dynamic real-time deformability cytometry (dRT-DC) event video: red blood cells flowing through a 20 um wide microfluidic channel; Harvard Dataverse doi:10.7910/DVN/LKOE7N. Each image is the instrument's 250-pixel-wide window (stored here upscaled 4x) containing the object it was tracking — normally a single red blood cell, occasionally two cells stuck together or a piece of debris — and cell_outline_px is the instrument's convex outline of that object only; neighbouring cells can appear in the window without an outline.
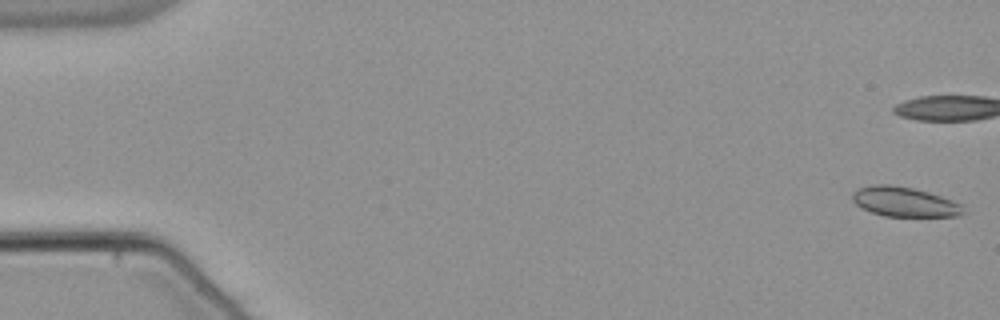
{"species": "common noctule bat (a hibernating species)", "species_latin": "Nyctalus noctula", "temperature_condition": "warm", "stored_images_in_passage": 55, "camera_frame_rate_fps": 3000, "um_per_image_px": 0.085, "animal": {"sex": "male", "body_mass_g": 21.5, "forearm_length_mm": 52.0}, "frame": {"image": 1, "passage_image": 1, "time_ms": 0.0, "image_size_px": [1000, 320], "cell_outline_px": [[964, 212], [960, 216], [884, 216], [872, 212], [856, 204], [852, 200], [852, 192], [856, 188], [872, 184], [888, 184], [912, 188], [928, 192], [940, 196], [960, 204]], "centroid_in_image_um": [76.82, 17.14], "position_along_channel_um": 8.2, "area_um2": 19.02}, "authors_computed_cell_mechanics": {"area_um2": 19.2474, "velocity_mm_per_s": 3.8061, "shape_relaxation_time_tau1_ms": null, "shape_relaxation_time_tau2_ms": 2.836, "deformation_change_tau1": null, "deformation_change_tau2": 0.0709}}